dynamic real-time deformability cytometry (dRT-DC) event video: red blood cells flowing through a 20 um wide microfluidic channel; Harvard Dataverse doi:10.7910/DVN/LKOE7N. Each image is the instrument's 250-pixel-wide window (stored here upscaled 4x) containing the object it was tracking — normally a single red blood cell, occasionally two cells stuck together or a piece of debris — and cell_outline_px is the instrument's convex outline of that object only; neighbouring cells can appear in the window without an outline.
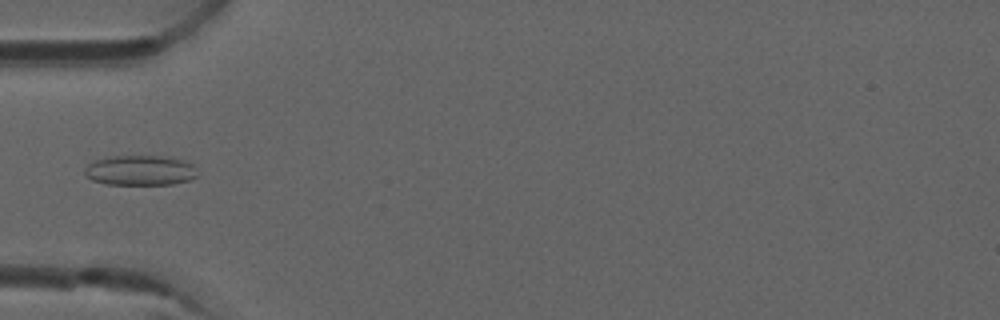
{"species": "common noctule bat (a hibernating species)", "species_latin": "Nyctalus noctula", "temperature_condition": "room temperature", "stored_images_in_passage": 5, "camera_frame_rate_fps": 3000, "um_per_image_px": 0.085, "animal": {"sex": "male", "forearm_length_mm": 52.5}, "frame": {"image": 1, "passage_image": 5, "time_ms": 1.333, "image_size_px": [1000, 320], "cell_outline_px": [[200, 176], [192, 180], [172, 184], [108, 184], [92, 180], [84, 176], [84, 168], [88, 164], [96, 160], [112, 156], [172, 156], [184, 160], [192, 164]], "centroid_in_image_um": [11.96, 14.48], "position_along_channel_um": 73.0, "area_um2": 20.06}}